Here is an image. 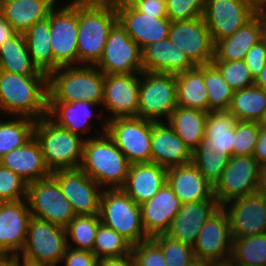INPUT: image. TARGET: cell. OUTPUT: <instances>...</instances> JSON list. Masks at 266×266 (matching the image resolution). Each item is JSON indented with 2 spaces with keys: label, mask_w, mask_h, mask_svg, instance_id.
I'll return each mask as SVG.
<instances>
[{
  "label": "cell",
  "mask_w": 266,
  "mask_h": 266,
  "mask_svg": "<svg viewBox=\"0 0 266 266\" xmlns=\"http://www.w3.org/2000/svg\"><path fill=\"white\" fill-rule=\"evenodd\" d=\"M246 1H248L255 9L266 7V0H246Z\"/></svg>",
  "instance_id": "cell-61"
},
{
  "label": "cell",
  "mask_w": 266,
  "mask_h": 266,
  "mask_svg": "<svg viewBox=\"0 0 266 266\" xmlns=\"http://www.w3.org/2000/svg\"><path fill=\"white\" fill-rule=\"evenodd\" d=\"M139 75L140 73L104 74L102 105L104 104L106 109L110 111L112 117L104 120L103 132H106L107 121L115 118L138 117Z\"/></svg>",
  "instance_id": "cell-18"
},
{
  "label": "cell",
  "mask_w": 266,
  "mask_h": 266,
  "mask_svg": "<svg viewBox=\"0 0 266 266\" xmlns=\"http://www.w3.org/2000/svg\"><path fill=\"white\" fill-rule=\"evenodd\" d=\"M134 264L132 253L120 257L102 258L97 266H132Z\"/></svg>",
  "instance_id": "cell-54"
},
{
  "label": "cell",
  "mask_w": 266,
  "mask_h": 266,
  "mask_svg": "<svg viewBox=\"0 0 266 266\" xmlns=\"http://www.w3.org/2000/svg\"><path fill=\"white\" fill-rule=\"evenodd\" d=\"M255 14L259 17L262 27V39L266 43V7H261L259 9H256Z\"/></svg>",
  "instance_id": "cell-57"
},
{
  "label": "cell",
  "mask_w": 266,
  "mask_h": 266,
  "mask_svg": "<svg viewBox=\"0 0 266 266\" xmlns=\"http://www.w3.org/2000/svg\"><path fill=\"white\" fill-rule=\"evenodd\" d=\"M118 1L123 4L134 5L137 1H142V0H118Z\"/></svg>",
  "instance_id": "cell-64"
},
{
  "label": "cell",
  "mask_w": 266,
  "mask_h": 266,
  "mask_svg": "<svg viewBox=\"0 0 266 266\" xmlns=\"http://www.w3.org/2000/svg\"><path fill=\"white\" fill-rule=\"evenodd\" d=\"M167 183L182 203L211 199L210 184L193 162L167 168Z\"/></svg>",
  "instance_id": "cell-25"
},
{
  "label": "cell",
  "mask_w": 266,
  "mask_h": 266,
  "mask_svg": "<svg viewBox=\"0 0 266 266\" xmlns=\"http://www.w3.org/2000/svg\"><path fill=\"white\" fill-rule=\"evenodd\" d=\"M86 139L80 169L105 189L122 188L131 163L107 132Z\"/></svg>",
  "instance_id": "cell-3"
},
{
  "label": "cell",
  "mask_w": 266,
  "mask_h": 266,
  "mask_svg": "<svg viewBox=\"0 0 266 266\" xmlns=\"http://www.w3.org/2000/svg\"><path fill=\"white\" fill-rule=\"evenodd\" d=\"M204 84L208 93V112L228 110L234 90L212 63L204 65Z\"/></svg>",
  "instance_id": "cell-41"
},
{
  "label": "cell",
  "mask_w": 266,
  "mask_h": 266,
  "mask_svg": "<svg viewBox=\"0 0 266 266\" xmlns=\"http://www.w3.org/2000/svg\"><path fill=\"white\" fill-rule=\"evenodd\" d=\"M237 118L228 110L208 112L203 141L221 156H233V135Z\"/></svg>",
  "instance_id": "cell-31"
},
{
  "label": "cell",
  "mask_w": 266,
  "mask_h": 266,
  "mask_svg": "<svg viewBox=\"0 0 266 266\" xmlns=\"http://www.w3.org/2000/svg\"><path fill=\"white\" fill-rule=\"evenodd\" d=\"M34 137L50 172L80 167L85 142L81 136L59 127L46 116L36 120Z\"/></svg>",
  "instance_id": "cell-5"
},
{
  "label": "cell",
  "mask_w": 266,
  "mask_h": 266,
  "mask_svg": "<svg viewBox=\"0 0 266 266\" xmlns=\"http://www.w3.org/2000/svg\"><path fill=\"white\" fill-rule=\"evenodd\" d=\"M0 266H17V264L11 257L0 256Z\"/></svg>",
  "instance_id": "cell-60"
},
{
  "label": "cell",
  "mask_w": 266,
  "mask_h": 266,
  "mask_svg": "<svg viewBox=\"0 0 266 266\" xmlns=\"http://www.w3.org/2000/svg\"><path fill=\"white\" fill-rule=\"evenodd\" d=\"M244 61L255 79L266 63V43L263 39L249 49Z\"/></svg>",
  "instance_id": "cell-50"
},
{
  "label": "cell",
  "mask_w": 266,
  "mask_h": 266,
  "mask_svg": "<svg viewBox=\"0 0 266 266\" xmlns=\"http://www.w3.org/2000/svg\"><path fill=\"white\" fill-rule=\"evenodd\" d=\"M27 184L19 175L0 164V202L26 199Z\"/></svg>",
  "instance_id": "cell-47"
},
{
  "label": "cell",
  "mask_w": 266,
  "mask_h": 266,
  "mask_svg": "<svg viewBox=\"0 0 266 266\" xmlns=\"http://www.w3.org/2000/svg\"><path fill=\"white\" fill-rule=\"evenodd\" d=\"M90 106H98V104L79 100L71 103L48 102L47 117L59 127L81 136L80 131L86 133L88 129H91L89 119L94 114L91 113Z\"/></svg>",
  "instance_id": "cell-32"
},
{
  "label": "cell",
  "mask_w": 266,
  "mask_h": 266,
  "mask_svg": "<svg viewBox=\"0 0 266 266\" xmlns=\"http://www.w3.org/2000/svg\"><path fill=\"white\" fill-rule=\"evenodd\" d=\"M141 53L143 71L177 75L195 67L168 37L145 46Z\"/></svg>",
  "instance_id": "cell-26"
},
{
  "label": "cell",
  "mask_w": 266,
  "mask_h": 266,
  "mask_svg": "<svg viewBox=\"0 0 266 266\" xmlns=\"http://www.w3.org/2000/svg\"><path fill=\"white\" fill-rule=\"evenodd\" d=\"M256 9L246 0H205L203 19L214 44L234 34Z\"/></svg>",
  "instance_id": "cell-17"
},
{
  "label": "cell",
  "mask_w": 266,
  "mask_h": 266,
  "mask_svg": "<svg viewBox=\"0 0 266 266\" xmlns=\"http://www.w3.org/2000/svg\"><path fill=\"white\" fill-rule=\"evenodd\" d=\"M66 249L67 238L64 227L31 216L21 254L56 266L61 262Z\"/></svg>",
  "instance_id": "cell-13"
},
{
  "label": "cell",
  "mask_w": 266,
  "mask_h": 266,
  "mask_svg": "<svg viewBox=\"0 0 266 266\" xmlns=\"http://www.w3.org/2000/svg\"><path fill=\"white\" fill-rule=\"evenodd\" d=\"M232 244L229 218L221 206L201 227L193 253L198 264L228 263Z\"/></svg>",
  "instance_id": "cell-10"
},
{
  "label": "cell",
  "mask_w": 266,
  "mask_h": 266,
  "mask_svg": "<svg viewBox=\"0 0 266 266\" xmlns=\"http://www.w3.org/2000/svg\"><path fill=\"white\" fill-rule=\"evenodd\" d=\"M262 39V27L255 14L234 34L215 43L212 61H235L245 58L249 49Z\"/></svg>",
  "instance_id": "cell-30"
},
{
  "label": "cell",
  "mask_w": 266,
  "mask_h": 266,
  "mask_svg": "<svg viewBox=\"0 0 266 266\" xmlns=\"http://www.w3.org/2000/svg\"><path fill=\"white\" fill-rule=\"evenodd\" d=\"M258 193L266 198V165L261 166Z\"/></svg>",
  "instance_id": "cell-58"
},
{
  "label": "cell",
  "mask_w": 266,
  "mask_h": 266,
  "mask_svg": "<svg viewBox=\"0 0 266 266\" xmlns=\"http://www.w3.org/2000/svg\"><path fill=\"white\" fill-rule=\"evenodd\" d=\"M167 17L172 21L189 20L203 16L205 0H165Z\"/></svg>",
  "instance_id": "cell-49"
},
{
  "label": "cell",
  "mask_w": 266,
  "mask_h": 266,
  "mask_svg": "<svg viewBox=\"0 0 266 266\" xmlns=\"http://www.w3.org/2000/svg\"><path fill=\"white\" fill-rule=\"evenodd\" d=\"M32 63L41 72L54 71V56L50 43V13L46 19L34 23L24 33Z\"/></svg>",
  "instance_id": "cell-33"
},
{
  "label": "cell",
  "mask_w": 266,
  "mask_h": 266,
  "mask_svg": "<svg viewBox=\"0 0 266 266\" xmlns=\"http://www.w3.org/2000/svg\"><path fill=\"white\" fill-rule=\"evenodd\" d=\"M232 265L266 266V233L233 238Z\"/></svg>",
  "instance_id": "cell-38"
},
{
  "label": "cell",
  "mask_w": 266,
  "mask_h": 266,
  "mask_svg": "<svg viewBox=\"0 0 266 266\" xmlns=\"http://www.w3.org/2000/svg\"><path fill=\"white\" fill-rule=\"evenodd\" d=\"M152 238L162 248L167 266H199L192 246L175 240L167 234H157Z\"/></svg>",
  "instance_id": "cell-44"
},
{
  "label": "cell",
  "mask_w": 266,
  "mask_h": 266,
  "mask_svg": "<svg viewBox=\"0 0 266 266\" xmlns=\"http://www.w3.org/2000/svg\"><path fill=\"white\" fill-rule=\"evenodd\" d=\"M0 164L12 170L27 183L51 175L45 164L40 144L34 136L23 146L17 147L0 158Z\"/></svg>",
  "instance_id": "cell-28"
},
{
  "label": "cell",
  "mask_w": 266,
  "mask_h": 266,
  "mask_svg": "<svg viewBox=\"0 0 266 266\" xmlns=\"http://www.w3.org/2000/svg\"><path fill=\"white\" fill-rule=\"evenodd\" d=\"M106 132L131 164L151 162V120L115 118L106 122Z\"/></svg>",
  "instance_id": "cell-11"
},
{
  "label": "cell",
  "mask_w": 266,
  "mask_h": 266,
  "mask_svg": "<svg viewBox=\"0 0 266 266\" xmlns=\"http://www.w3.org/2000/svg\"><path fill=\"white\" fill-rule=\"evenodd\" d=\"M229 158L230 156H221L215 153L214 150L209 149V145L202 140L193 151L192 162L203 174L205 179L214 186L227 167Z\"/></svg>",
  "instance_id": "cell-43"
},
{
  "label": "cell",
  "mask_w": 266,
  "mask_h": 266,
  "mask_svg": "<svg viewBox=\"0 0 266 266\" xmlns=\"http://www.w3.org/2000/svg\"><path fill=\"white\" fill-rule=\"evenodd\" d=\"M258 123H259L261 128L266 130V108H265V111H264V114H263L262 118L259 120Z\"/></svg>",
  "instance_id": "cell-62"
},
{
  "label": "cell",
  "mask_w": 266,
  "mask_h": 266,
  "mask_svg": "<svg viewBox=\"0 0 266 266\" xmlns=\"http://www.w3.org/2000/svg\"><path fill=\"white\" fill-rule=\"evenodd\" d=\"M92 252L98 259L131 254L132 244L115 230L100 223Z\"/></svg>",
  "instance_id": "cell-42"
},
{
  "label": "cell",
  "mask_w": 266,
  "mask_h": 266,
  "mask_svg": "<svg viewBox=\"0 0 266 266\" xmlns=\"http://www.w3.org/2000/svg\"><path fill=\"white\" fill-rule=\"evenodd\" d=\"M26 200L31 216L66 227L75 217L70 202L50 175L27 184Z\"/></svg>",
  "instance_id": "cell-8"
},
{
  "label": "cell",
  "mask_w": 266,
  "mask_h": 266,
  "mask_svg": "<svg viewBox=\"0 0 266 266\" xmlns=\"http://www.w3.org/2000/svg\"><path fill=\"white\" fill-rule=\"evenodd\" d=\"M62 260L65 266H97L99 259L92 251L67 247L61 262Z\"/></svg>",
  "instance_id": "cell-51"
},
{
  "label": "cell",
  "mask_w": 266,
  "mask_h": 266,
  "mask_svg": "<svg viewBox=\"0 0 266 266\" xmlns=\"http://www.w3.org/2000/svg\"><path fill=\"white\" fill-rule=\"evenodd\" d=\"M51 176L70 202L75 215H99L103 188L89 175L77 168L56 170L51 172Z\"/></svg>",
  "instance_id": "cell-15"
},
{
  "label": "cell",
  "mask_w": 266,
  "mask_h": 266,
  "mask_svg": "<svg viewBox=\"0 0 266 266\" xmlns=\"http://www.w3.org/2000/svg\"><path fill=\"white\" fill-rule=\"evenodd\" d=\"M168 38L195 66L212 63L215 44L202 16L172 21Z\"/></svg>",
  "instance_id": "cell-16"
},
{
  "label": "cell",
  "mask_w": 266,
  "mask_h": 266,
  "mask_svg": "<svg viewBox=\"0 0 266 266\" xmlns=\"http://www.w3.org/2000/svg\"><path fill=\"white\" fill-rule=\"evenodd\" d=\"M220 207L221 205L214 196L205 201L182 203L165 234L193 247L201 227Z\"/></svg>",
  "instance_id": "cell-22"
},
{
  "label": "cell",
  "mask_w": 266,
  "mask_h": 266,
  "mask_svg": "<svg viewBox=\"0 0 266 266\" xmlns=\"http://www.w3.org/2000/svg\"><path fill=\"white\" fill-rule=\"evenodd\" d=\"M140 77L138 117L159 122L165 116L167 121L177 107L176 75L141 71Z\"/></svg>",
  "instance_id": "cell-7"
},
{
  "label": "cell",
  "mask_w": 266,
  "mask_h": 266,
  "mask_svg": "<svg viewBox=\"0 0 266 266\" xmlns=\"http://www.w3.org/2000/svg\"><path fill=\"white\" fill-rule=\"evenodd\" d=\"M99 215L104 225L115 230L132 245L149 238L142 224L140 205L121 188L103 189Z\"/></svg>",
  "instance_id": "cell-6"
},
{
  "label": "cell",
  "mask_w": 266,
  "mask_h": 266,
  "mask_svg": "<svg viewBox=\"0 0 266 266\" xmlns=\"http://www.w3.org/2000/svg\"><path fill=\"white\" fill-rule=\"evenodd\" d=\"M100 223V215H75L65 227L67 247L72 239L76 245L70 248L92 251Z\"/></svg>",
  "instance_id": "cell-40"
},
{
  "label": "cell",
  "mask_w": 266,
  "mask_h": 266,
  "mask_svg": "<svg viewBox=\"0 0 266 266\" xmlns=\"http://www.w3.org/2000/svg\"><path fill=\"white\" fill-rule=\"evenodd\" d=\"M95 66L106 75L143 71L141 48L118 21L111 28L103 55Z\"/></svg>",
  "instance_id": "cell-14"
},
{
  "label": "cell",
  "mask_w": 266,
  "mask_h": 266,
  "mask_svg": "<svg viewBox=\"0 0 266 266\" xmlns=\"http://www.w3.org/2000/svg\"><path fill=\"white\" fill-rule=\"evenodd\" d=\"M56 1L1 0L0 14L17 33H24L34 23L46 19Z\"/></svg>",
  "instance_id": "cell-29"
},
{
  "label": "cell",
  "mask_w": 266,
  "mask_h": 266,
  "mask_svg": "<svg viewBox=\"0 0 266 266\" xmlns=\"http://www.w3.org/2000/svg\"><path fill=\"white\" fill-rule=\"evenodd\" d=\"M21 255H20V253H16V254L10 256L16 262L17 266H51V265H49L47 263L40 262L38 260H34V259H31V258H28V257H26L23 254H21ZM20 259H21V261H20Z\"/></svg>",
  "instance_id": "cell-56"
},
{
  "label": "cell",
  "mask_w": 266,
  "mask_h": 266,
  "mask_svg": "<svg viewBox=\"0 0 266 266\" xmlns=\"http://www.w3.org/2000/svg\"><path fill=\"white\" fill-rule=\"evenodd\" d=\"M166 182V167L153 162L133 163L121 189L141 205L150 200Z\"/></svg>",
  "instance_id": "cell-27"
},
{
  "label": "cell",
  "mask_w": 266,
  "mask_h": 266,
  "mask_svg": "<svg viewBox=\"0 0 266 266\" xmlns=\"http://www.w3.org/2000/svg\"><path fill=\"white\" fill-rule=\"evenodd\" d=\"M0 70L25 76H48L32 63L23 33H16L0 45Z\"/></svg>",
  "instance_id": "cell-36"
},
{
  "label": "cell",
  "mask_w": 266,
  "mask_h": 266,
  "mask_svg": "<svg viewBox=\"0 0 266 266\" xmlns=\"http://www.w3.org/2000/svg\"><path fill=\"white\" fill-rule=\"evenodd\" d=\"M265 108L266 93L258 85L253 84L234 91L228 111L239 121L259 122Z\"/></svg>",
  "instance_id": "cell-37"
},
{
  "label": "cell",
  "mask_w": 266,
  "mask_h": 266,
  "mask_svg": "<svg viewBox=\"0 0 266 266\" xmlns=\"http://www.w3.org/2000/svg\"><path fill=\"white\" fill-rule=\"evenodd\" d=\"M30 218L26 199L0 202V256L10 257L22 251Z\"/></svg>",
  "instance_id": "cell-21"
},
{
  "label": "cell",
  "mask_w": 266,
  "mask_h": 266,
  "mask_svg": "<svg viewBox=\"0 0 266 266\" xmlns=\"http://www.w3.org/2000/svg\"><path fill=\"white\" fill-rule=\"evenodd\" d=\"M254 84L258 85L266 93V63L262 71L254 79Z\"/></svg>",
  "instance_id": "cell-59"
},
{
  "label": "cell",
  "mask_w": 266,
  "mask_h": 266,
  "mask_svg": "<svg viewBox=\"0 0 266 266\" xmlns=\"http://www.w3.org/2000/svg\"><path fill=\"white\" fill-rule=\"evenodd\" d=\"M224 80L234 90H241L254 84V78L244 59L235 61H212Z\"/></svg>",
  "instance_id": "cell-45"
},
{
  "label": "cell",
  "mask_w": 266,
  "mask_h": 266,
  "mask_svg": "<svg viewBox=\"0 0 266 266\" xmlns=\"http://www.w3.org/2000/svg\"><path fill=\"white\" fill-rule=\"evenodd\" d=\"M177 106L208 112V93L204 84V65L176 75Z\"/></svg>",
  "instance_id": "cell-34"
},
{
  "label": "cell",
  "mask_w": 266,
  "mask_h": 266,
  "mask_svg": "<svg viewBox=\"0 0 266 266\" xmlns=\"http://www.w3.org/2000/svg\"><path fill=\"white\" fill-rule=\"evenodd\" d=\"M261 165L253 156H232L220 179L213 186V195L221 206L230 200L258 192Z\"/></svg>",
  "instance_id": "cell-12"
},
{
  "label": "cell",
  "mask_w": 266,
  "mask_h": 266,
  "mask_svg": "<svg viewBox=\"0 0 266 266\" xmlns=\"http://www.w3.org/2000/svg\"><path fill=\"white\" fill-rule=\"evenodd\" d=\"M36 120L16 116L8 121L0 120V158L8 152L23 146L34 136Z\"/></svg>",
  "instance_id": "cell-39"
},
{
  "label": "cell",
  "mask_w": 266,
  "mask_h": 266,
  "mask_svg": "<svg viewBox=\"0 0 266 266\" xmlns=\"http://www.w3.org/2000/svg\"><path fill=\"white\" fill-rule=\"evenodd\" d=\"M193 161V152L168 123L152 121L151 162L169 168Z\"/></svg>",
  "instance_id": "cell-24"
},
{
  "label": "cell",
  "mask_w": 266,
  "mask_h": 266,
  "mask_svg": "<svg viewBox=\"0 0 266 266\" xmlns=\"http://www.w3.org/2000/svg\"><path fill=\"white\" fill-rule=\"evenodd\" d=\"M117 21L141 50L152 43L167 38L171 26L168 18H155L138 11L133 5L115 0Z\"/></svg>",
  "instance_id": "cell-20"
},
{
  "label": "cell",
  "mask_w": 266,
  "mask_h": 266,
  "mask_svg": "<svg viewBox=\"0 0 266 266\" xmlns=\"http://www.w3.org/2000/svg\"><path fill=\"white\" fill-rule=\"evenodd\" d=\"M260 125L256 121H237L233 135V156H253Z\"/></svg>",
  "instance_id": "cell-46"
},
{
  "label": "cell",
  "mask_w": 266,
  "mask_h": 266,
  "mask_svg": "<svg viewBox=\"0 0 266 266\" xmlns=\"http://www.w3.org/2000/svg\"><path fill=\"white\" fill-rule=\"evenodd\" d=\"M131 253L136 266H167L163 250L153 238L132 245Z\"/></svg>",
  "instance_id": "cell-48"
},
{
  "label": "cell",
  "mask_w": 266,
  "mask_h": 266,
  "mask_svg": "<svg viewBox=\"0 0 266 266\" xmlns=\"http://www.w3.org/2000/svg\"><path fill=\"white\" fill-rule=\"evenodd\" d=\"M116 22L115 0H78V63H98Z\"/></svg>",
  "instance_id": "cell-1"
},
{
  "label": "cell",
  "mask_w": 266,
  "mask_h": 266,
  "mask_svg": "<svg viewBox=\"0 0 266 266\" xmlns=\"http://www.w3.org/2000/svg\"><path fill=\"white\" fill-rule=\"evenodd\" d=\"M199 266H233V265L230 262H228V263L199 264Z\"/></svg>",
  "instance_id": "cell-63"
},
{
  "label": "cell",
  "mask_w": 266,
  "mask_h": 266,
  "mask_svg": "<svg viewBox=\"0 0 266 266\" xmlns=\"http://www.w3.org/2000/svg\"><path fill=\"white\" fill-rule=\"evenodd\" d=\"M17 32L9 25V23L0 14V45L5 43L9 38Z\"/></svg>",
  "instance_id": "cell-55"
},
{
  "label": "cell",
  "mask_w": 266,
  "mask_h": 266,
  "mask_svg": "<svg viewBox=\"0 0 266 266\" xmlns=\"http://www.w3.org/2000/svg\"><path fill=\"white\" fill-rule=\"evenodd\" d=\"M182 202L166 182L148 201L140 205L142 224L149 238L165 234L178 214Z\"/></svg>",
  "instance_id": "cell-23"
},
{
  "label": "cell",
  "mask_w": 266,
  "mask_h": 266,
  "mask_svg": "<svg viewBox=\"0 0 266 266\" xmlns=\"http://www.w3.org/2000/svg\"><path fill=\"white\" fill-rule=\"evenodd\" d=\"M223 208L229 218L232 238L266 233V198L258 192L230 200Z\"/></svg>",
  "instance_id": "cell-19"
},
{
  "label": "cell",
  "mask_w": 266,
  "mask_h": 266,
  "mask_svg": "<svg viewBox=\"0 0 266 266\" xmlns=\"http://www.w3.org/2000/svg\"><path fill=\"white\" fill-rule=\"evenodd\" d=\"M253 157L261 165H266V130L260 127Z\"/></svg>",
  "instance_id": "cell-53"
},
{
  "label": "cell",
  "mask_w": 266,
  "mask_h": 266,
  "mask_svg": "<svg viewBox=\"0 0 266 266\" xmlns=\"http://www.w3.org/2000/svg\"><path fill=\"white\" fill-rule=\"evenodd\" d=\"M48 76H25L0 70V111L38 120L48 113Z\"/></svg>",
  "instance_id": "cell-2"
},
{
  "label": "cell",
  "mask_w": 266,
  "mask_h": 266,
  "mask_svg": "<svg viewBox=\"0 0 266 266\" xmlns=\"http://www.w3.org/2000/svg\"><path fill=\"white\" fill-rule=\"evenodd\" d=\"M208 112L177 106L167 122L193 152L204 137Z\"/></svg>",
  "instance_id": "cell-35"
},
{
  "label": "cell",
  "mask_w": 266,
  "mask_h": 266,
  "mask_svg": "<svg viewBox=\"0 0 266 266\" xmlns=\"http://www.w3.org/2000/svg\"><path fill=\"white\" fill-rule=\"evenodd\" d=\"M50 11V43L54 56V71L60 67L78 65V0Z\"/></svg>",
  "instance_id": "cell-9"
},
{
  "label": "cell",
  "mask_w": 266,
  "mask_h": 266,
  "mask_svg": "<svg viewBox=\"0 0 266 266\" xmlns=\"http://www.w3.org/2000/svg\"><path fill=\"white\" fill-rule=\"evenodd\" d=\"M138 11L154 16L155 18H168L165 0H142L133 5Z\"/></svg>",
  "instance_id": "cell-52"
},
{
  "label": "cell",
  "mask_w": 266,
  "mask_h": 266,
  "mask_svg": "<svg viewBox=\"0 0 266 266\" xmlns=\"http://www.w3.org/2000/svg\"><path fill=\"white\" fill-rule=\"evenodd\" d=\"M78 66L60 67L48 76V102L71 103L79 100L101 106L104 73L95 65Z\"/></svg>",
  "instance_id": "cell-4"
}]
</instances>
